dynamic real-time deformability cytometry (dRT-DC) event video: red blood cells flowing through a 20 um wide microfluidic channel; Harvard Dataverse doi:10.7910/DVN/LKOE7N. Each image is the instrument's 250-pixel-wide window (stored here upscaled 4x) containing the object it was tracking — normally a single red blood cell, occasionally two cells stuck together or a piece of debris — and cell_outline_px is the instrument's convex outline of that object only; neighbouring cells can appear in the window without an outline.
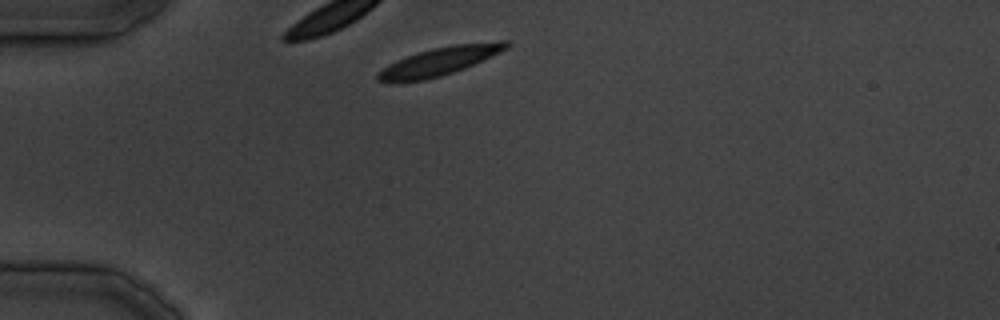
{"species": "common noctule bat (a hibernating species)", "species_latin": "Nyctalus noctula", "temperature_condition": "cold", "stored_images_in_passage": 22, "camera_frame_rate_fps": 3000, "um_per_image_px": 0.085, "animal": {"sex": "male", "body_mass_g": 19.5, "forearm_length_mm": 54.6}, "frame": {"image": 1, "passage_image": 1, "time_ms": 0.0, "image_size_px": [1000, 320], "cell_outline_px": [[512, 44], [508, 48], [464, 68], [440, 76], [424, 80], [396, 84], [376, 80], [376, 76], [388, 64], [396, 60], [432, 48], [452, 44], [500, 40], [508, 40]], "centroid_in_image_um": [37.36, 5.21], "position_along_channel_um": 47.6, "area_um2": 21.27}}